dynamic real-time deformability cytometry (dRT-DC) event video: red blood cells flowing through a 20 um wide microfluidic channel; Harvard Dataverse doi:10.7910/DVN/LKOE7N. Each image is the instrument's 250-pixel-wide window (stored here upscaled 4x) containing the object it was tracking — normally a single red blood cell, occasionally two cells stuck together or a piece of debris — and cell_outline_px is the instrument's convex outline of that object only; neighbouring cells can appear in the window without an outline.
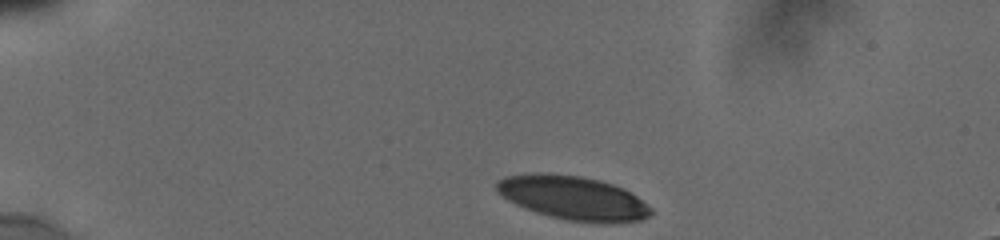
{"species": "human", "species_latin": "Homo sapiens", "temperature_condition": "cold", "stored_images_in_passage": 40, "camera_frame_rate_fps": 3000, "um_per_image_px": 0.085, "donor": {"sex": "male"}, "frame": {"image": 1, "passage_image": 1, "time_ms": 0.0, "image_size_px": [1000, 240], "cell_outline_px": [[652, 212], [648, 216], [640, 220], [608, 224], [600, 224], [568, 220], [536, 212], [524, 208], [508, 200], [496, 188], [496, 180], [504, 176], [532, 172], [544, 172], [580, 176], [600, 180], [624, 188], [636, 196], [652, 208]], "centroid_in_image_um": [48.71, 16.81], "position_along_channel_um": 36.3, "area_um2": 39.65}}
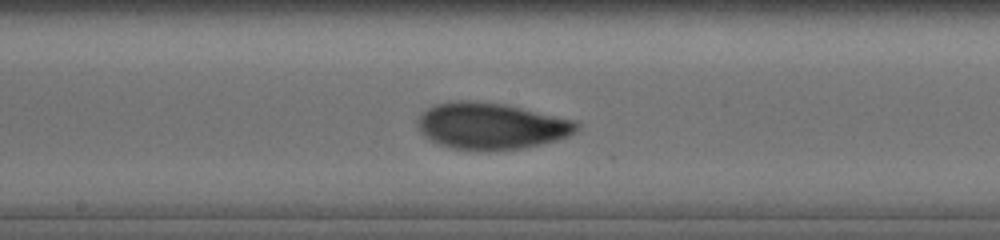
{"frame": {"image": 2, "passage_image": 28, "time_ms": 6.333, "image_size_px": [1000, 240], "cell_outline_px": [[580, 128], [576, 132], [568, 136], [556, 140], [524, 148], [484, 152], [452, 148], [428, 140], [416, 128], [416, 120], [432, 104], [456, 100], [468, 100], [504, 104], [576, 120], [580, 124]], "centroid_in_image_um": [41.72, 10.72], "position_along_channel_um": 206.5, "area_um2": 43.75}}
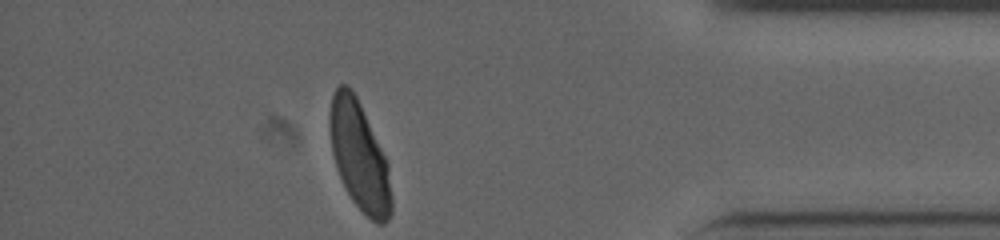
{"frame": {"image": 3, "passage_image": 40, "time_ms": 12.333, "image_size_px": [1000, 240], "cell_outline_px": [[392, 212], [388, 220], [384, 224], [376, 224], [352, 200], [336, 168], [332, 152], [328, 120], [328, 116], [332, 96], [336, 88], [340, 84], [348, 84], [356, 96], [360, 104], [388, 164], [392, 196]], "centroid_in_image_um": [30.54, 13.27], "position_along_channel_um": 404.7, "area_um2": 38.73}, "authors_computed_cell_mechanics": {"area_um2": 42.5119, "velocity_mm_per_s": 3.8053, "shape_relaxation_time_tau1_ms": 4.1625, "shape_relaxation_time_tau2_ms": 1.1502, "deformation_change_tau1": 0.156, "deformation_change_tau2": 0.0529}}